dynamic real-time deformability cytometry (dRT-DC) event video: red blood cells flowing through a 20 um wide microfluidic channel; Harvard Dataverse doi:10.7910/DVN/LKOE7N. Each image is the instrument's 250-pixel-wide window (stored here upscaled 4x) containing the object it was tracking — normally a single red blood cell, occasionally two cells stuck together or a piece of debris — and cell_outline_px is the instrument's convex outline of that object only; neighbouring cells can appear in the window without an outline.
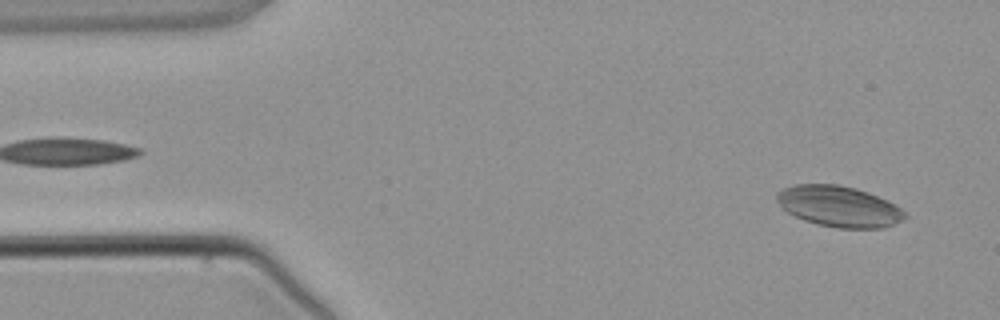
{"species": "common noctule bat (a hibernating species)", "species_latin": "Nyctalus noctula", "temperature_condition": "warm", "stored_images_in_passage": 4, "camera_frame_rate_fps": 3000, "um_per_image_px": 0.085, "animal": {"sex": "male", "body_mass_g": 21.5, "forearm_length_mm": 52.0}, "frame": {"image": 1, "passage_image": 4, "time_ms": 3.333, "image_size_px": [1000, 320], "cell_outline_px": [[908, 216], [904, 220], [884, 228], [840, 228], [816, 224], [804, 220], [788, 212], [776, 200], [776, 192], [784, 188], [796, 184], [840, 184], [856, 188], [868, 192], [888, 200], [900, 208]], "centroid_in_image_um": [71.34, 17.54], "position_along_channel_um": 13.7, "area_um2": 30.58}}